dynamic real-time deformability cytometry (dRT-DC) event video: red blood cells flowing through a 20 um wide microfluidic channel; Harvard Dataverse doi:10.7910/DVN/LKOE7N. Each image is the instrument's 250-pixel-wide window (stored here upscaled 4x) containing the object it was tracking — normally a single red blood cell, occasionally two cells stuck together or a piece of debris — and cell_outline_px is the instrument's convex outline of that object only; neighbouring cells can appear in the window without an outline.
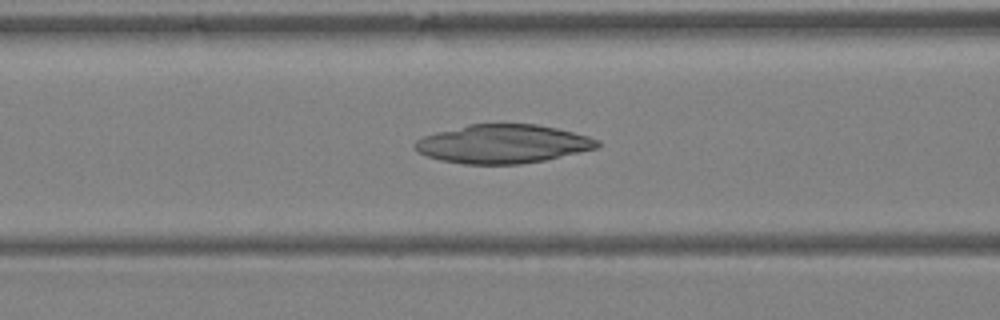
{"species": "Egyptian fruit bat (a non-hibernating species)", "species_latin": "Rousettus aegyptiacus", "temperature_condition": "warm", "stored_images_in_passage": 35, "camera_frame_rate_fps": 3000, "um_per_image_px": 0.085, "animal": {"sex": "female"}, "frame": {"image": 1, "passage_image": 12, "time_ms": 3.667, "image_size_px": [1000, 320], "cell_outline_px": [[600, 144], [596, 148], [544, 160], [520, 164], [464, 164], [440, 160], [416, 152], [412, 148], [412, 144], [416, 140], [424, 136], [436, 132], [468, 124], [536, 124], [556, 128], [588, 136], [600, 140]], "centroid_in_image_um": [42.68, 12.23], "position_along_channel_um": 123.9, "area_um2": 41.1}}
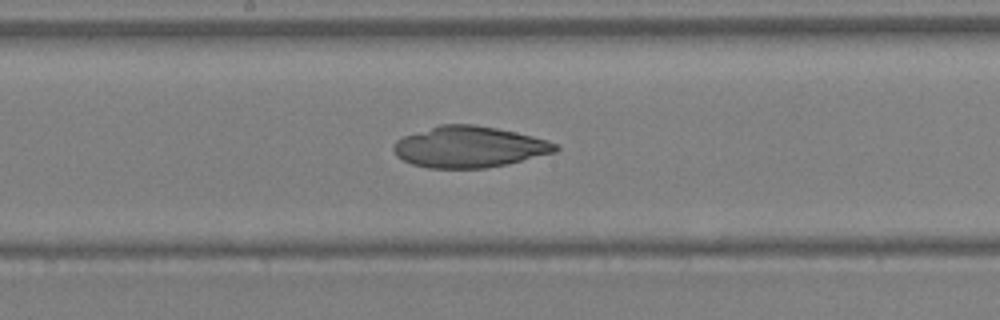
{"frame": {"image": 2, "passage_image": 17, "time_ms": 5.333, "image_size_px": [1000, 320], "cell_outline_px": [[560, 148], [556, 152], [508, 164], [484, 168], [428, 168], [412, 164], [396, 156], [392, 148], [392, 144], [396, 140], [404, 136], [440, 124], [472, 124], [496, 128], [516, 132], [548, 140], [556, 144]], "centroid_in_image_um": [39.88, 12.49], "position_along_channel_um": 208.3, "area_um2": 38.9}}
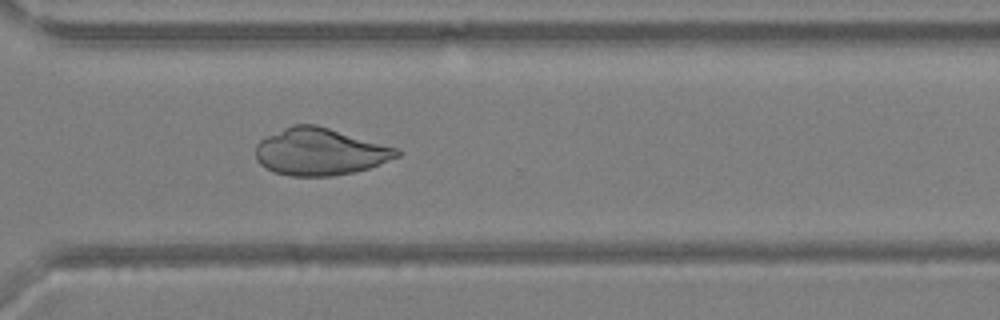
{"frame": {"image": 3, "passage_image": 25, "time_ms": 8.0, "image_size_px": [1000, 320], "cell_outline_px": [[400, 156], [368, 168], [352, 172], [332, 176], [292, 176], [272, 172], [260, 164], [256, 160], [256, 144], [260, 140], [292, 124], [316, 124], [396, 148], [400, 152]], "centroid_in_image_um": [27.16, 12.9], "position_along_channel_um": 343.4, "area_um2": 38.44}}